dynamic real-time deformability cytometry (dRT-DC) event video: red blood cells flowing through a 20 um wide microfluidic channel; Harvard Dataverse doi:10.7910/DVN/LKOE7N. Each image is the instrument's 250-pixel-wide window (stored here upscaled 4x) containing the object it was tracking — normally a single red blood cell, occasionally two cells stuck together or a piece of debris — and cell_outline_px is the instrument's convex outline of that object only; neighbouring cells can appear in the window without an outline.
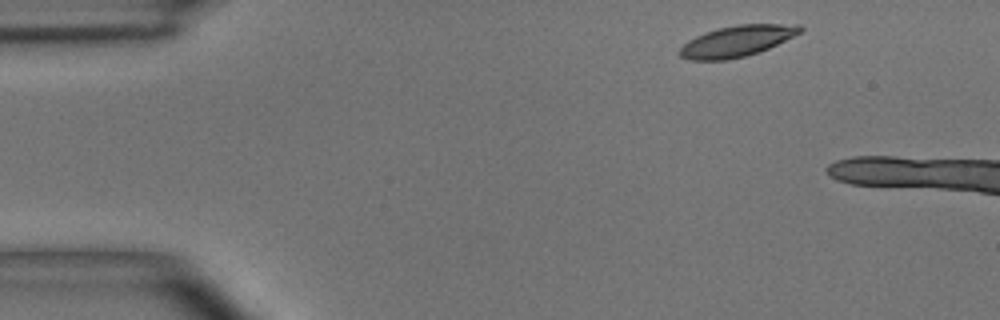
{"species": "common noctule bat (a hibernating species)", "species_latin": "Nyctalus noctula", "temperature_condition": "room temperature", "stored_images_in_passage": 6, "camera_frame_rate_fps": 3000, "um_per_image_px": 0.085, "animal": {"sex": "male", "body_mass_g": 15.6}, "frame": {"image": 1, "passage_image": 1, "time_ms": 0.0, "image_size_px": [1000, 320], "cell_outline_px": [[804, 32], [768, 48], [744, 56], [724, 60], [688, 60], [680, 56], [676, 52], [688, 40], [704, 32], [716, 28], [736, 24], [800, 24], [804, 28]], "centroid_in_image_um": [62.64, 3.48], "position_along_channel_um": 22.4, "area_um2": 21.96}}
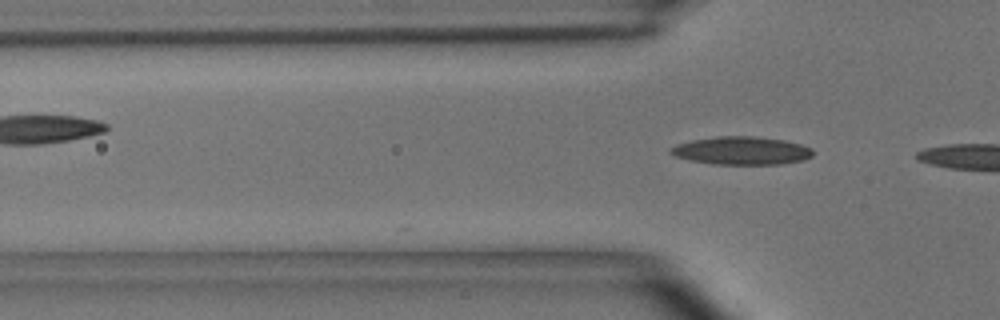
{"frame": {"image": 2, "passage_image": 5, "time_ms": 4.667, "image_size_px": [1000, 320], "cell_outline_px": [[812, 156], [804, 160], [780, 164], [712, 164], [688, 160], [676, 156], [668, 152], [668, 148], [676, 144], [692, 140], [716, 136], [752, 136], [784, 140], [800, 144], [812, 148]], "centroid_in_image_um": [62.99, 12.8], "position_along_channel_um": 62.8, "area_um2": 23.35}}